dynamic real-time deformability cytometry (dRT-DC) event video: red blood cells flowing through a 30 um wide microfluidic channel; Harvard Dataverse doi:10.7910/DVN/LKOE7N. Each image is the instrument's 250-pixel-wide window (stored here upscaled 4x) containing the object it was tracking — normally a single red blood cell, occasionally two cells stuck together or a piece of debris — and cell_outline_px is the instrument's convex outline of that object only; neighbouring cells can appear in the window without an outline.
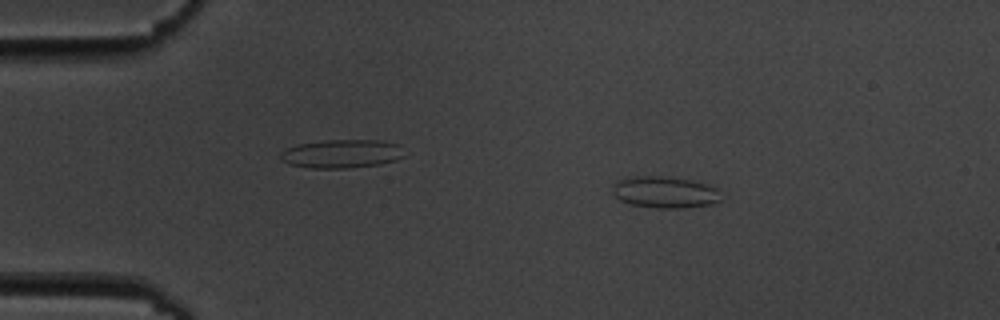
{"species": "common noctule bat (a hibernating species)", "species_latin": "Nyctalus noctula", "temperature_condition": "cold", "stored_images_in_passage": 3, "camera_frame_rate_fps": 3000, "um_per_image_px": 0.085, "animal": {"sex": "male", "body_mass_g": 19.5, "forearm_length_mm": 54.6}, "frame": {"image": 1, "passage_image": 2, "time_ms": 1.0, "image_size_px": [1000, 320], "cell_outline_px": [[724, 200], [712, 204], [684, 208], [656, 208], [632, 204], [620, 200], [612, 192], [612, 184], [624, 176], [660, 176], [688, 180], [704, 184], [716, 188]], "centroid_in_image_um": [56.48, 16.34], "position_along_channel_um": 28.5, "area_um2": 20.06}}